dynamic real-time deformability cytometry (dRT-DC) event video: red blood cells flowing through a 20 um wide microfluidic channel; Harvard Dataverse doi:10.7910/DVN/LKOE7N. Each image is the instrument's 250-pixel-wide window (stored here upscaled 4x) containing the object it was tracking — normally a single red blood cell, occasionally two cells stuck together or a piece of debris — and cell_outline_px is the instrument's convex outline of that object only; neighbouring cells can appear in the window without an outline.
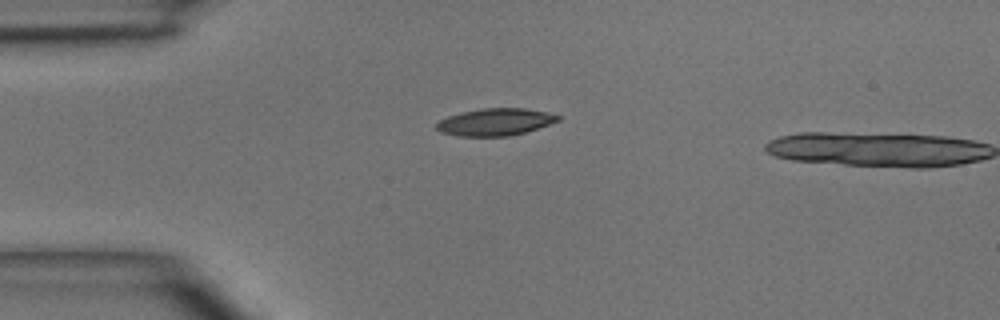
{"species": "common noctule bat (a hibernating species)", "species_latin": "Nyctalus noctula", "temperature_condition": "room temperature", "stored_images_in_passage": 2, "camera_frame_rate_fps": 3000, "um_per_image_px": 0.085, "animal": {"sex": "male", "body_mass_g": 15.6}, "frame": {"image": 1, "passage_image": 1, "time_ms": 0.0, "image_size_px": [1000, 320], "cell_outline_px": [[560, 120], [524, 132], [508, 136], [456, 136], [440, 132], [436, 128], [436, 124], [440, 120], [448, 116], [480, 108], [524, 108], [544, 112], [560, 116]], "centroid_in_image_um": [42.05, 10.37], "position_along_channel_um": 43.0, "area_um2": 18.96}}